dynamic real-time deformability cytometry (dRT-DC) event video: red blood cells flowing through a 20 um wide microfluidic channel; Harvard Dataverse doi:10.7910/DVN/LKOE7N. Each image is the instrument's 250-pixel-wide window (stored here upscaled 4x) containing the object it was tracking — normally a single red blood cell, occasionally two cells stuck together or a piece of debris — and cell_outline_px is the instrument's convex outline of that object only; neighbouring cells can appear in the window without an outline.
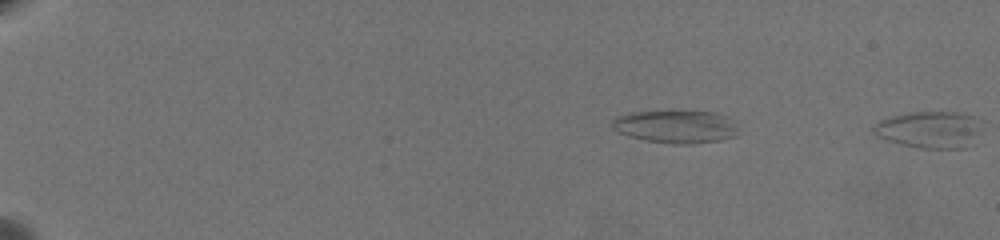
{"species": "common noctule bat (a hibernating species)", "species_latin": "Nyctalus noctula", "temperature_condition": "warm", "stored_images_in_passage": 14, "segment_of_instrument_passage": [2, 2], "camera_frame_rate_fps": 3000, "um_per_image_px": 0.085, "animal": {"sex": "female", "body_mass_g": 19.5, "forearm_length_mm": 54.1}, "frame": {"image": 1, "passage_image": 14, "time_ms": 4.333, "image_size_px": [1000, 240], "cell_outline_px": [[976, 132], [960, 148], [924, 148], [904, 144], [880, 136], [872, 132], [872, 124], [880, 120], [892, 116], [916, 112], [952, 112], [968, 116], [976, 128]], "centroid_in_image_um": [78.8, 11.0], "position_along_channel_um": 6.2, "area_um2": 21.39}}